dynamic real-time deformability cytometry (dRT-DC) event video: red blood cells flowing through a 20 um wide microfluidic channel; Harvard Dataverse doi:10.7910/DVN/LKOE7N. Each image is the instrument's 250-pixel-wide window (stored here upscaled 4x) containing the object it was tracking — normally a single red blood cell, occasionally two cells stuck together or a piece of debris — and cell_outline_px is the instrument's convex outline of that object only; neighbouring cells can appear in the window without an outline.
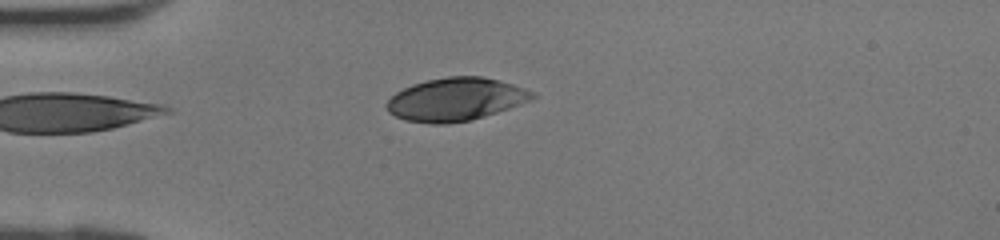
{"species": "human", "species_latin": "Homo sapiens", "temperature_condition": "room temperature", "stored_images_in_passage": 31, "camera_frame_rate_fps": 3000, "um_per_image_px": 0.085, "donor": {"sex": "female"}, "frame": {"image": 1, "passage_image": 1, "time_ms": 0.0, "image_size_px": [1000, 240], "cell_outline_px": [[536, 96], [520, 104], [472, 120], [448, 124], [432, 124], [404, 120], [388, 112], [384, 104], [396, 92], [412, 84], [428, 80], [448, 76], [484, 76], [512, 84], [524, 88], [532, 92]], "centroid_in_image_um": [38.68, 8.45], "position_along_channel_um": 46.3, "area_um2": 36.36}}
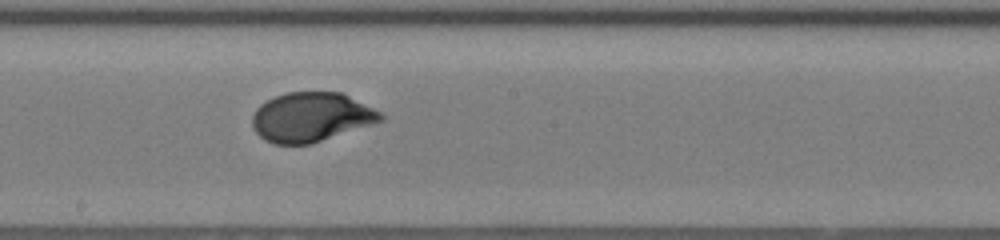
{"frame": {"image": 2, "passage_image": 13, "time_ms": 4.0, "image_size_px": [1000, 240], "cell_outline_px": [[384, 120], [312, 144], [272, 144], [264, 140], [252, 128], [252, 116], [256, 108], [260, 104], [276, 96], [288, 92], [340, 92], [380, 112], [384, 116]], "centroid_in_image_um": [26.41, 9.97], "position_along_channel_um": 221.8, "area_um2": 36.76}}
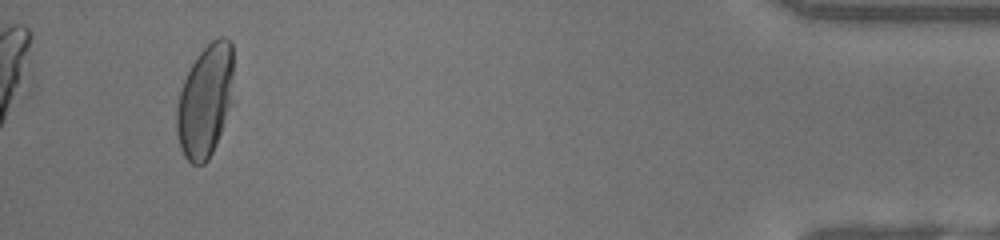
{"frame": {"image": 3, "passage_image": 29, "time_ms": 9.333, "image_size_px": [1000, 240], "cell_outline_px": [[232, 104], [212, 152], [208, 160], [204, 164], [192, 164], [184, 156], [180, 148], [176, 132], [176, 104], [184, 80], [196, 56], [212, 40], [220, 36], [224, 36], [232, 40]], "centroid_in_image_um": [17.43, 8.56], "position_along_channel_um": 417.8, "area_um2": 37.4}}